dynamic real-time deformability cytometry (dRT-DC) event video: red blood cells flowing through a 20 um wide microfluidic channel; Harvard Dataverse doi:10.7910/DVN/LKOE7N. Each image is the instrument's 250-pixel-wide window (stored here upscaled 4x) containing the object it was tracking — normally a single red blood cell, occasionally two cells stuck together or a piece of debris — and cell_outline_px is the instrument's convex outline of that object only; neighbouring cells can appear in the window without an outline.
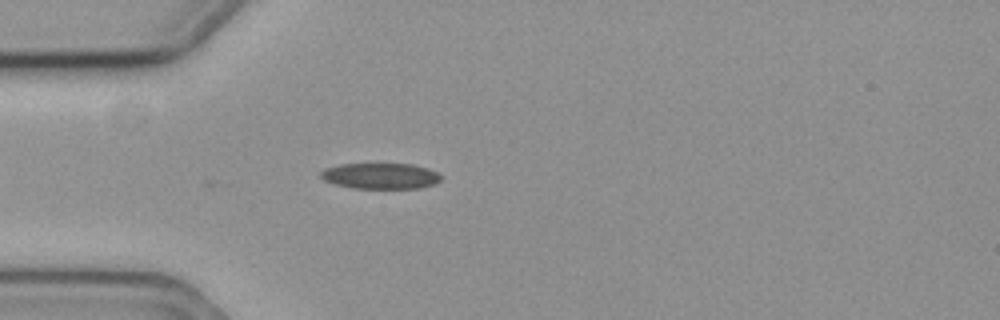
{"species": "common noctule bat (a hibernating species)", "species_latin": "Nyctalus noctula", "temperature_condition": "cold", "stored_images_in_passage": 3, "camera_frame_rate_fps": 3000, "um_per_image_px": 0.085, "animal": {"sex": "female", "body_mass_g": 19.3, "forearm_length_mm": 54.1}, "frame": {"image": 1, "passage_image": 1, "time_ms": 0.0, "image_size_px": [1000, 320], "cell_outline_px": [[440, 180], [436, 184], [420, 188], [352, 188], [332, 184], [324, 180], [320, 176], [320, 172], [324, 168], [340, 164], [412, 164], [428, 168], [436, 172], [440, 176]], "centroid_in_image_um": [32.31, 14.96], "position_along_channel_um": 52.7, "area_um2": 18.21}}